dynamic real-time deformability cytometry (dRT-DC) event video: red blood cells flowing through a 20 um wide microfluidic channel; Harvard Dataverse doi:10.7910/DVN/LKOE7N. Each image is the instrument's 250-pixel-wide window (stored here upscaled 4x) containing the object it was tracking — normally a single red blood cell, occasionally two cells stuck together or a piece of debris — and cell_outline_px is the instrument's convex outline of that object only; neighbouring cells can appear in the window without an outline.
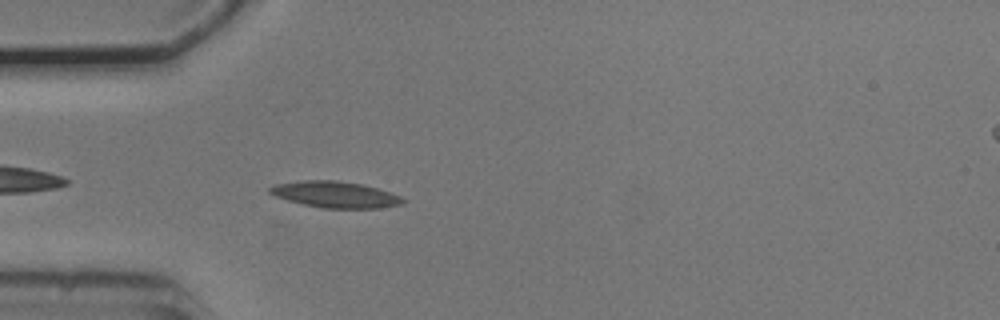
{"species": "common noctule bat (a hibernating species)", "species_latin": "Nyctalus noctula", "temperature_condition": "cold", "stored_images_in_passage": 39, "camera_frame_rate_fps": 3000, "um_per_image_px": 0.085, "animal": {"sex": "male", "body_mass_g": 20.5, "forearm_length_mm": 52.5}, "frame": {"image": 1, "passage_image": 1, "time_ms": 0.0, "image_size_px": [1000, 320], "cell_outline_px": [[408, 200], [404, 204], [380, 208], [324, 208], [304, 204], [288, 200], [276, 196], [268, 192], [268, 188], [276, 184], [300, 180], [336, 180], [364, 184], [400, 196]], "centroid_in_image_um": [28.52, 16.53], "position_along_channel_um": 56.5, "area_um2": 20.4}}
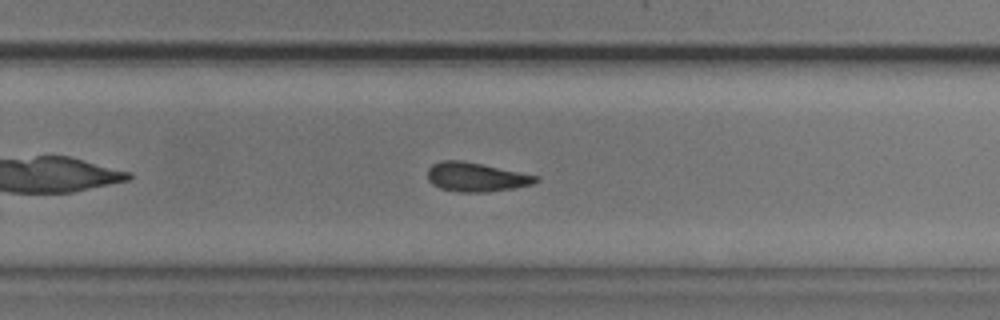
{"frame": {"image": 2, "passage_image": 20, "time_ms": 6.333, "image_size_px": [1000, 320], "cell_outline_px": [[540, 180], [532, 184], [512, 188], [484, 192], [460, 192], [440, 188], [432, 184], [428, 180], [428, 168], [432, 164], [444, 160], [464, 160], [540, 176]], "centroid_in_image_um": [40.47, 15.04], "position_along_channel_um": 289.3, "area_um2": 18.38}}
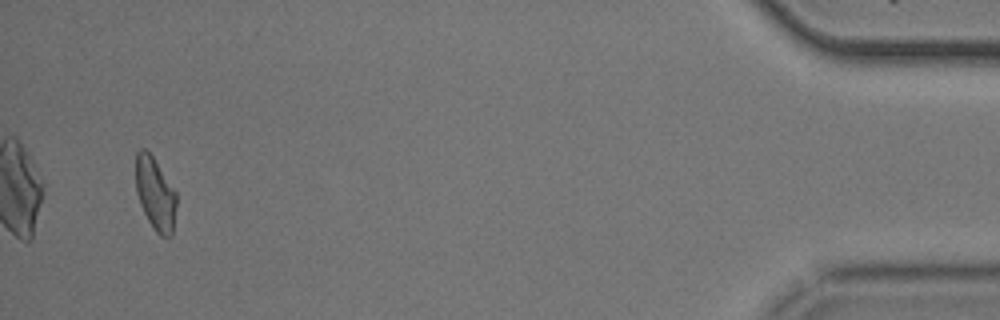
{"frame": {"image": 3, "passage_image": 37, "time_ms": 12.0, "image_size_px": [1000, 320], "cell_outline_px": [[176, 208], [172, 236], [160, 236], [152, 228], [140, 204], [136, 192], [136, 152], [140, 148], [144, 148], [152, 156], [176, 192]], "centroid_in_image_um": [13.19, 16.49], "position_along_channel_um": 422.0, "area_um2": 17.17}, "authors_computed_cell_mechanics": {"area_um2": 18.2648, "velocity_mm_per_s": 3.7514, "shape_relaxation_time_tau1_ms": null, "shape_relaxation_time_tau2_ms": 8.9948, "deformation_change_tau1": null, "deformation_change_tau2": 0.1826}}